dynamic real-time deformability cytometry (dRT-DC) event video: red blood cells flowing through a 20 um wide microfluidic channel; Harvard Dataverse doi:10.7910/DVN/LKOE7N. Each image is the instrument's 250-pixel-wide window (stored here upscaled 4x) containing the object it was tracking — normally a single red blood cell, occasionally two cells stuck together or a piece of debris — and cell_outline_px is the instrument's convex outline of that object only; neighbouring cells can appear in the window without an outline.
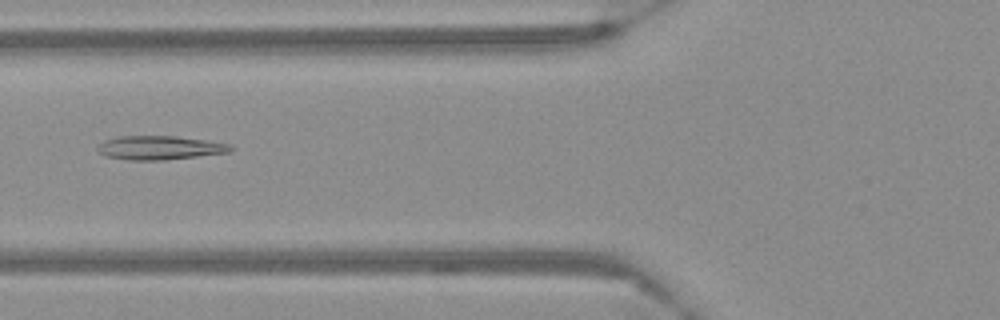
{"species": "Egyptian fruit bat (a non-hibernating species)", "species_latin": "Rousettus aegyptiacus", "temperature_condition": "warm", "stored_images_in_passage": 48, "camera_frame_rate_fps": 3000, "um_per_image_px": 0.085, "frame": {"image": 1, "passage_image": 14, "time_ms": 4.333, "image_size_px": [1000, 320], "cell_outline_px": [[236, 148], [228, 152], [164, 160], [128, 160], [108, 156], [100, 152], [96, 148], [104, 140], [120, 136], [176, 136], [204, 140], [228, 144]], "centroid_in_image_um": [13.57, 12.55], "position_along_channel_um": 112.2, "area_um2": 18.21}}
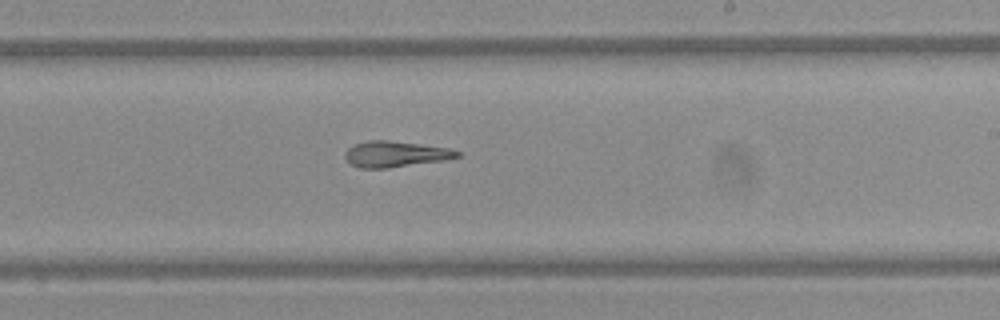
{"frame": {"image": 2, "passage_image": 26, "time_ms": 8.333, "image_size_px": [1000, 320], "cell_outline_px": [[460, 156], [444, 160], [388, 168], [360, 168], [352, 164], [344, 156], [344, 152], [348, 148], [356, 144], [368, 140], [388, 140], [448, 148], [460, 152]], "centroid_in_image_um": [33.59, 13.1], "position_along_channel_um": 255.4, "area_um2": 16.7}}
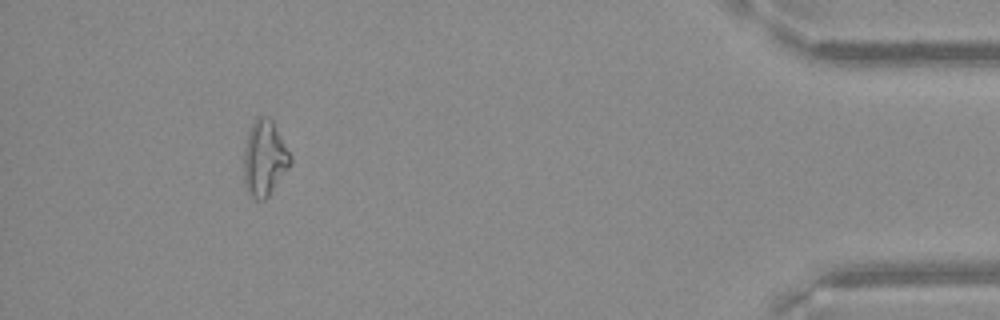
{"frame": {"image": 3, "passage_image": 44, "time_ms": 14.333, "image_size_px": [1000, 320], "cell_outline_px": [[292, 164], [268, 196], [264, 200], [256, 200], [248, 192], [244, 180], [244, 148], [248, 132], [256, 116], [268, 116], [272, 120], [292, 156]], "centroid_in_image_um": [22.49, 13.44], "position_along_channel_um": 412.7, "area_um2": 20.58}}